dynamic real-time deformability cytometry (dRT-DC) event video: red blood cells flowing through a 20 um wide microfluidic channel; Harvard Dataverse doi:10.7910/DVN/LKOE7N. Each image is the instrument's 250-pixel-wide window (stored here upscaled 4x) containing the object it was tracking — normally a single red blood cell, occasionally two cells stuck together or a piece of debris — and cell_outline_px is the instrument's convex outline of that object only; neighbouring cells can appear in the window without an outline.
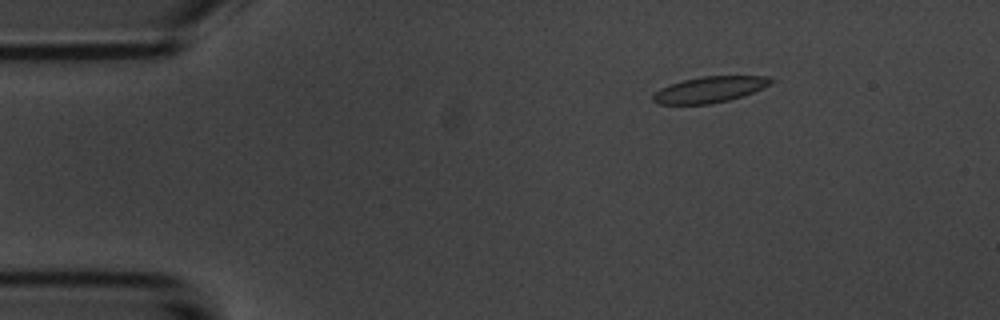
{"species": "common noctule bat (a hibernating species)", "species_latin": "Nyctalus noctula", "temperature_condition": "room temperature", "stored_images_in_passage": 5, "camera_frame_rate_fps": 3000, "um_per_image_px": 0.085, "animal": {"sex": "male", "body_mass_g": 20.1, "forearm_length_mm": 53.5}, "frame": {"image": 1, "passage_image": 2, "time_ms": 1.333, "image_size_px": [1000, 320], "cell_outline_px": [[776, 80], [772, 84], [744, 96], [728, 100], [708, 104], [660, 104], [652, 100], [652, 96], [660, 88], [668, 84], [700, 76], [768, 76]], "centroid_in_image_um": [60.36, 7.6], "position_along_channel_um": 24.6, "area_um2": 17.98}}